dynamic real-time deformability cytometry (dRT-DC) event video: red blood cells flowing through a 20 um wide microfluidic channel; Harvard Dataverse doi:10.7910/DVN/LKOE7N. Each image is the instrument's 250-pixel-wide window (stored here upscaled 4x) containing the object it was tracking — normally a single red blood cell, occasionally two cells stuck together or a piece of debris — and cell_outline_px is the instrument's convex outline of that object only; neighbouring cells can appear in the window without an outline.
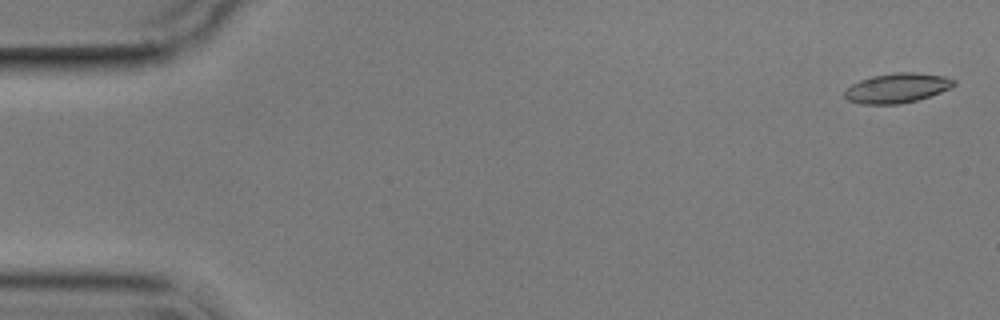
{"species": "common noctule bat (a hibernating species)", "species_latin": "Nyctalus noctula", "temperature_condition": "cold", "stored_images_in_passage": 5, "camera_frame_rate_fps": 3000, "um_per_image_px": 0.085, "animal": {"sex": "male", "body_mass_g": 17.9}, "frame": {"image": 1, "passage_image": 1, "time_ms": 0.0, "image_size_px": [1000, 320], "cell_outline_px": [[956, 84], [940, 92], [916, 100], [900, 104], [860, 104], [848, 100], [844, 96], [844, 88], [860, 80], [872, 76], [896, 72], [916, 72], [944, 76], [956, 80]], "centroid_in_image_um": [76.21, 7.48], "position_along_channel_um": 8.8, "area_um2": 18.9}}